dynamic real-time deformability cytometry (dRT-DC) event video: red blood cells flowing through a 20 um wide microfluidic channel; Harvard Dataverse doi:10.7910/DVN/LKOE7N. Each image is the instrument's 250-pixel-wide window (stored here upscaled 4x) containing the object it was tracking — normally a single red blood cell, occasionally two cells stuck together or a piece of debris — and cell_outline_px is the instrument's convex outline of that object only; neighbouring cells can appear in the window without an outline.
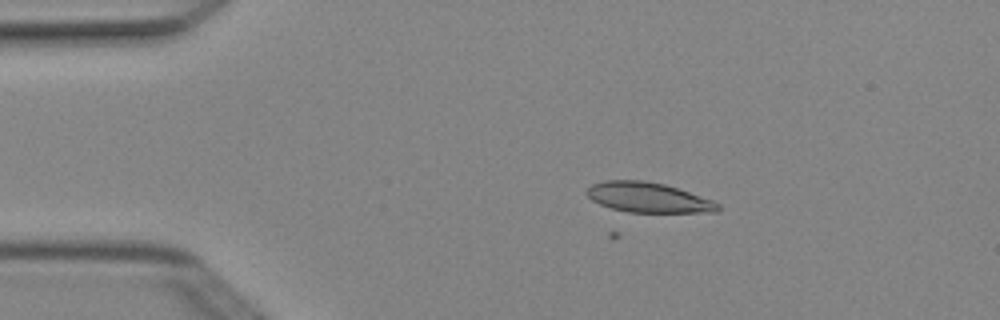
{"species": "Egyptian fruit bat (a non-hibernating species)", "species_latin": "Rousettus aegyptiacus", "temperature_condition": "cold", "stored_images_in_passage": 4, "camera_frame_rate_fps": 3000, "um_per_image_px": 0.085, "animal": {"sex": "female"}, "frame": {"image": 1, "passage_image": 2, "time_ms": 0.333, "image_size_px": [1000, 320], "cell_outline_px": [[720, 208], [716, 212], [628, 212], [612, 208], [600, 204], [592, 200], [584, 192], [592, 184], [604, 180], [644, 180], [664, 184], [712, 200], [720, 204]], "centroid_in_image_um": [55.07, 16.78], "position_along_channel_um": 29.9, "area_um2": 22.77}}
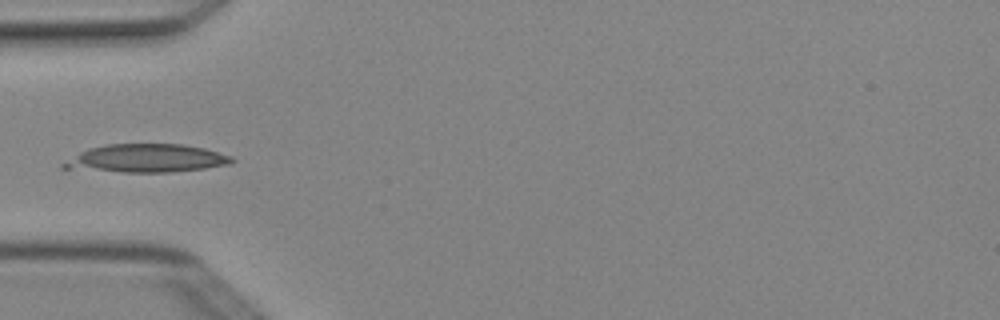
{"frame": {"image": 2, "passage_image": 4, "time_ms": 1.0, "image_size_px": [1000, 320], "cell_outline_px": [[236, 160], [228, 164], [204, 168], [172, 172], [124, 172], [60, 168], [60, 164], [80, 152], [88, 148], [104, 144], [184, 144], [204, 148], [232, 156]], "centroid_in_image_um": [12.42, 13.45], "position_along_channel_um": 72.6, "area_um2": 27.69}}